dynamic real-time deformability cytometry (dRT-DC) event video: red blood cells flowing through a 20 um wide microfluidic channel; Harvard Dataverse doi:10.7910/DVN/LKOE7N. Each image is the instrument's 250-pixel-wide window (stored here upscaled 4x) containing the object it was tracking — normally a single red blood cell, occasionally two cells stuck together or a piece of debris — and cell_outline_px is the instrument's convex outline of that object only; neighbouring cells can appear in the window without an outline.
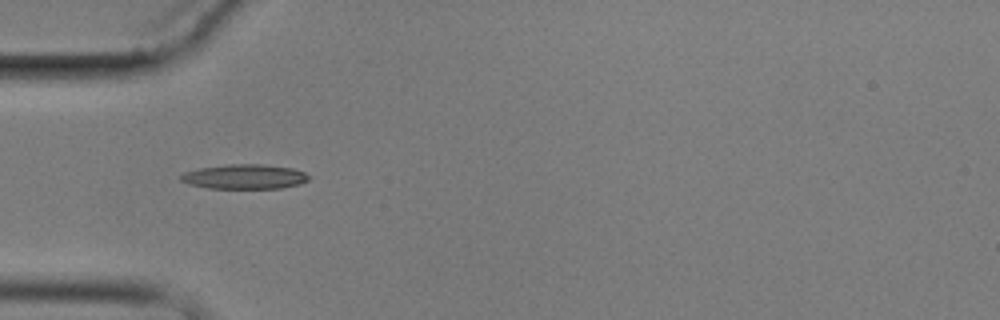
{"species": "common noctule bat (a hibernating species)", "species_latin": "Nyctalus noctula", "temperature_condition": "cold", "stored_images_in_passage": 6, "camera_frame_rate_fps": 3000, "um_per_image_px": 0.085, "animal": {"sex": "male", "body_mass_g": 17.9}, "frame": {"image": 1, "passage_image": 3, "time_ms": 2.333, "image_size_px": [1000, 320], "cell_outline_px": [[312, 176], [308, 180], [300, 184], [280, 188], [208, 188], [192, 184], [180, 180], [180, 176], [184, 172], [200, 168], [224, 164], [264, 164], [292, 168], [304, 172]], "centroid_in_image_um": [20.83, 15.0], "position_along_channel_um": 64.2, "area_um2": 18.38}}
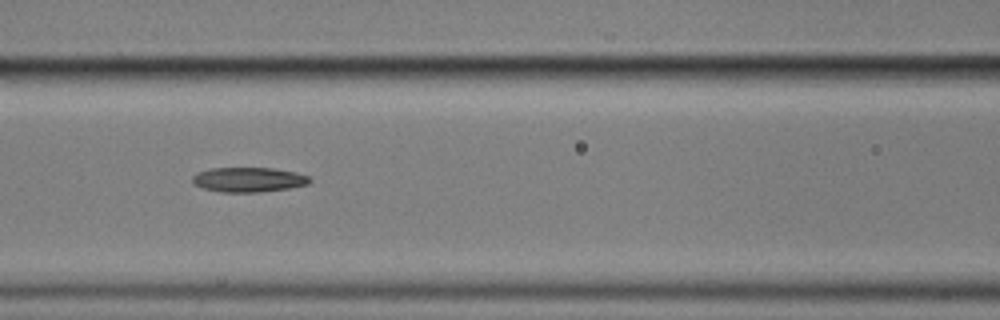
{"frame": {"image": 2, "passage_image": 5, "time_ms": 4.667, "image_size_px": [1000, 320], "cell_outline_px": [[312, 180], [308, 184], [288, 188], [260, 192], [224, 192], [204, 188], [192, 184], [192, 176], [196, 172], [208, 168], [272, 168], [296, 172], [308, 176]], "centroid_in_image_um": [21.1, 15.26], "position_along_channel_um": 145.5, "area_um2": 16.94}}
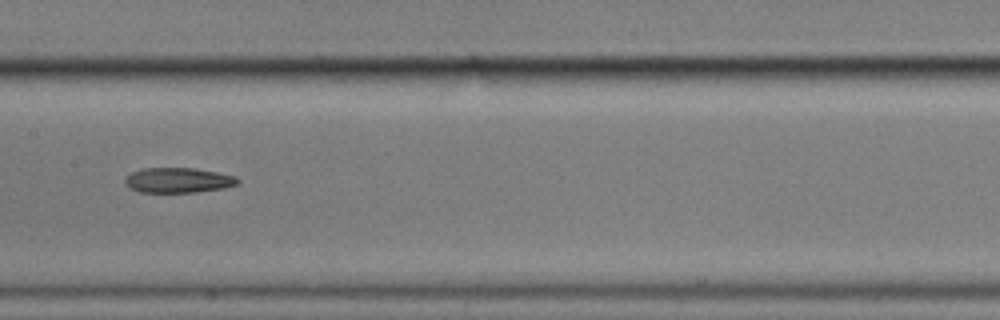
{"frame": {"image": 3, "passage_image": 6, "time_ms": 6.0, "image_size_px": [1000, 320], "cell_outline_px": [[240, 180], [236, 184], [224, 188], [196, 192], [140, 192], [128, 188], [124, 184], [124, 180], [132, 172], [140, 168], [196, 168], [236, 176]], "centroid_in_image_um": [15.12, 15.32], "position_along_channel_um": 192.3, "area_um2": 16.53}}